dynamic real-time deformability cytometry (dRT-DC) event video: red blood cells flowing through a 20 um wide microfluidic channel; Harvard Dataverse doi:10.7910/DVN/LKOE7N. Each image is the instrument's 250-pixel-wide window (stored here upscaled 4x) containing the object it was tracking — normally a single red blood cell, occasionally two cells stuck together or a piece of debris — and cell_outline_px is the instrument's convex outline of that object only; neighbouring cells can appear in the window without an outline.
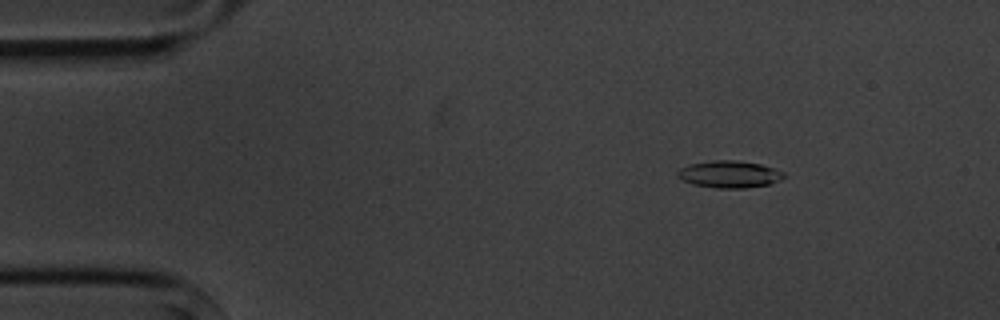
{"species": "common noctule bat (a hibernating species)", "species_latin": "Nyctalus noctula", "temperature_condition": "cold", "stored_images_in_passage": 3, "camera_frame_rate_fps": 3000, "um_per_image_px": 0.085, "animal": {"sex": "male", "body_mass_g": 20.1, "forearm_length_mm": 53.5}, "frame": {"image": 1, "passage_image": 1, "time_ms": 0.0, "image_size_px": [1000, 320], "cell_outline_px": [[784, 176], [780, 180], [768, 184], [744, 188], [716, 188], [692, 184], [680, 180], [676, 176], [676, 172], [680, 168], [688, 164], [712, 160], [736, 160], [760, 164], [784, 172]], "centroid_in_image_um": [61.92, 14.81], "position_along_channel_um": 23.1, "area_um2": 16.82}}